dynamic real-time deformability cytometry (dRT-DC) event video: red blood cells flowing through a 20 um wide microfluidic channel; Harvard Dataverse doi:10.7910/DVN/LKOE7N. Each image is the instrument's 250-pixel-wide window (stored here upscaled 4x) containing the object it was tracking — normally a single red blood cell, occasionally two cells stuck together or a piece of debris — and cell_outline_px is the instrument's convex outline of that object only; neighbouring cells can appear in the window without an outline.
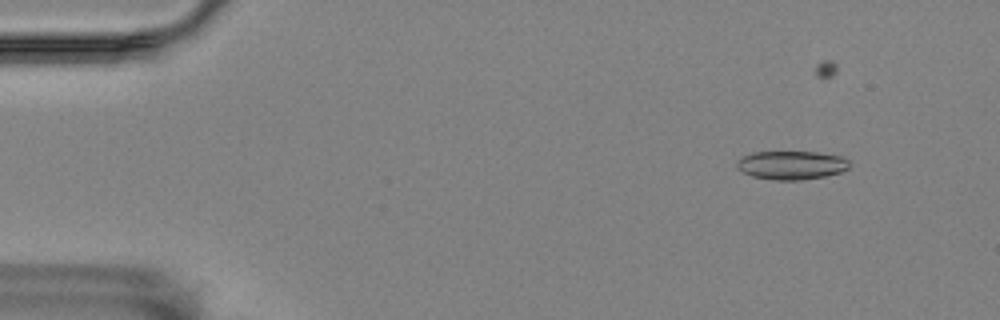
{"species": "Egyptian fruit bat (a non-hibernating species)", "species_latin": "Rousettus aegyptiacus", "temperature_condition": "room temperature", "stored_images_in_passage": 20, "camera_frame_rate_fps": 3000, "um_per_image_px": 0.085, "animal": {"sex": "female"}, "frame": {"image": 1, "passage_image": 9, "time_ms": 2.667, "image_size_px": [1000, 320], "cell_outline_px": [[848, 168], [840, 172], [824, 176], [800, 180], [772, 180], [752, 176], [736, 168], [736, 160], [752, 152], [816, 152], [844, 156], [848, 160]], "centroid_in_image_um": [67.25, 14.03], "position_along_channel_um": 17.7, "area_um2": 18.79}}